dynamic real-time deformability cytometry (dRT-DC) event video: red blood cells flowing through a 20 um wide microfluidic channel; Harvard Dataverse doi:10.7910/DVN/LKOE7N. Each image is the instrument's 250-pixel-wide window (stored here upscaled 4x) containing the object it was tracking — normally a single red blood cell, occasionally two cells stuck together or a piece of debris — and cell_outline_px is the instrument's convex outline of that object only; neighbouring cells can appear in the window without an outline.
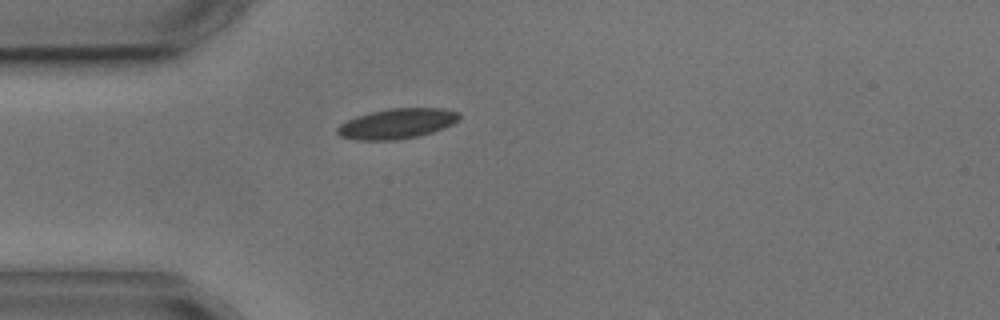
{"species": "common noctule bat (a hibernating species)", "species_latin": "Nyctalus noctula", "temperature_condition": "cold", "stored_images_in_passage": 2, "camera_frame_rate_fps": 3000, "um_per_image_px": 0.085, "animal": {"sex": "male", "body_mass_g": 17.9, "forearm_length_mm": 54.2}, "frame": {"image": 1, "passage_image": 1, "time_ms": 0.0, "image_size_px": [1000, 320], "cell_outline_px": [[460, 116], [452, 124], [444, 128], [420, 136], [396, 140], [356, 140], [340, 136], [336, 132], [336, 128], [340, 124], [356, 116], [368, 112], [388, 108], [444, 108], [460, 112]], "centroid_in_image_um": [33.73, 10.5], "position_along_channel_um": 51.3, "area_um2": 21.62}}